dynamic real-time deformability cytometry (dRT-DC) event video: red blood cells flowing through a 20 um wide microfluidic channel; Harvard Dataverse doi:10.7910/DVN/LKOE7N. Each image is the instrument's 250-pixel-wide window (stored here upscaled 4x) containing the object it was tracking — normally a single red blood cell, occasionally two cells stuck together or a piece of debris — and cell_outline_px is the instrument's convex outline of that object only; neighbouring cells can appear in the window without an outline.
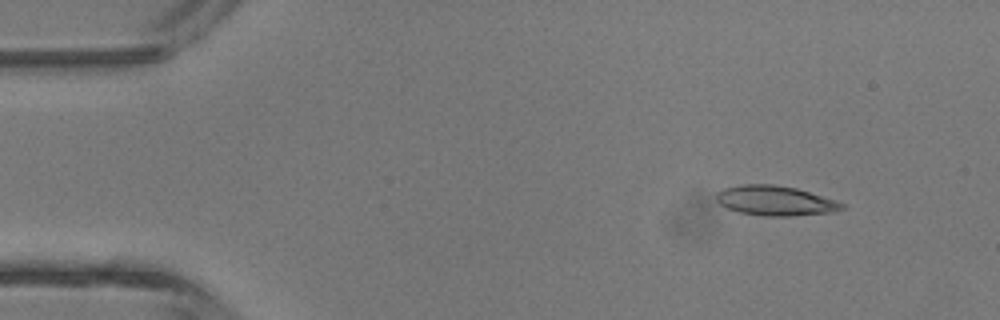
{"species": "common noctule bat (a hibernating species)", "species_latin": "Nyctalus noctula", "temperature_condition": "room temperature", "stored_images_in_passage": 2, "camera_frame_rate_fps": 3000, "um_per_image_px": 0.085, "animal": {"sex": "male", "body_mass_g": 13.3}, "frame": {"image": 1, "passage_image": 1, "time_ms": 0.0, "image_size_px": [1000, 320], "cell_outline_px": [[844, 208], [836, 212], [792, 216], [764, 216], [740, 212], [728, 208], [720, 204], [716, 200], [716, 192], [724, 188], [744, 184], [772, 184], [796, 188], [836, 200], [844, 204]], "centroid_in_image_um": [65.91, 17.06], "position_along_channel_um": 19.1, "area_um2": 21.85}}